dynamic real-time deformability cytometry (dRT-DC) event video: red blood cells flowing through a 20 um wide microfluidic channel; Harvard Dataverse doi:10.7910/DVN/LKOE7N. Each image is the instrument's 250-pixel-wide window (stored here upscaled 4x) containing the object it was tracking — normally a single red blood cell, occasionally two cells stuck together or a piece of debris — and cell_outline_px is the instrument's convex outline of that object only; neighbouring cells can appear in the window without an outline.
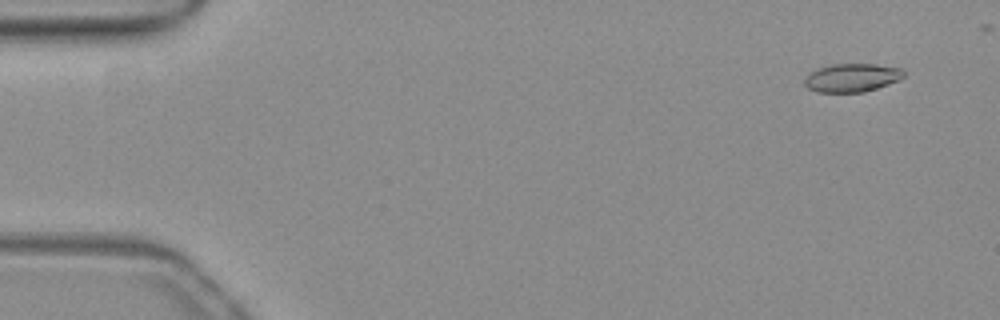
{"species": "common noctule bat (a hibernating species)", "species_latin": "Nyctalus noctula", "temperature_condition": "warm", "stored_images_in_passage": 53, "camera_frame_rate_fps": 3000, "um_per_image_px": 0.085, "animal": {"sex": "female", "body_mass_g": 19.3, "forearm_length_mm": 54.1}, "frame": {"image": 1, "passage_image": 4, "time_ms": 1.0, "image_size_px": [1000, 320], "cell_outline_px": [[904, 76], [888, 84], [864, 92], [816, 92], [808, 88], [804, 84], [804, 80], [812, 72], [820, 68], [832, 64], [876, 64], [904, 68]], "centroid_in_image_um": [72.43, 6.6], "position_along_channel_um": 12.6, "area_um2": 16.24}}
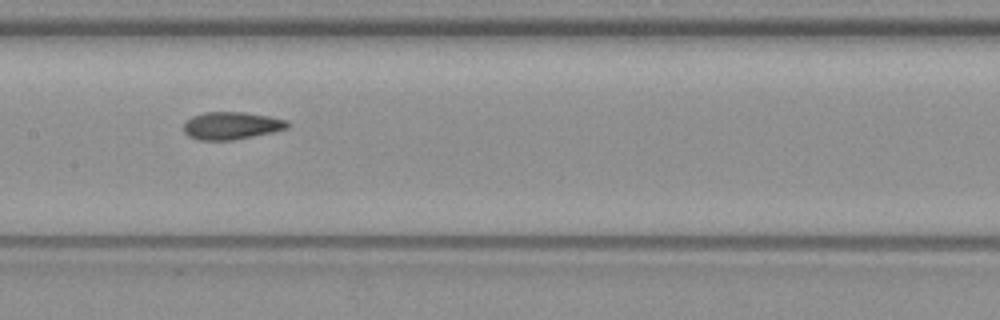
{"frame": {"image": 2, "passage_image": 27, "time_ms": 8.667, "image_size_px": [1000, 320], "cell_outline_px": [[288, 128], [272, 132], [232, 140], [196, 140], [188, 136], [184, 132], [184, 124], [192, 116], [204, 112], [244, 112], [268, 116], [288, 120]], "centroid_in_image_um": [19.65, 10.68], "position_along_channel_um": 187.7, "area_um2": 16.59}}
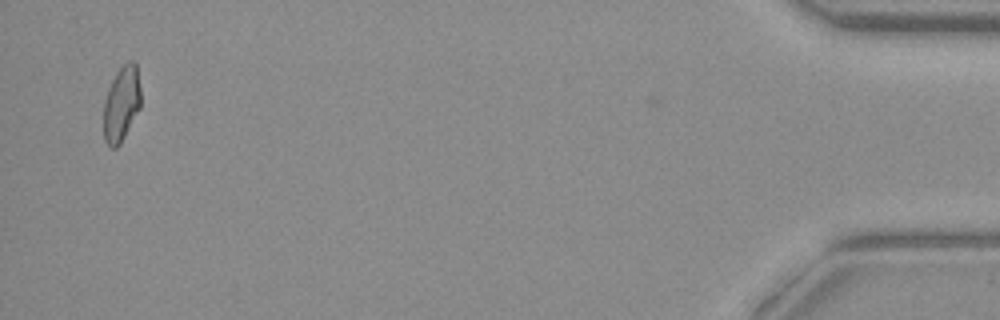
{"frame": {"image": 3, "passage_image": 52, "time_ms": 17.0, "image_size_px": [1000, 320], "cell_outline_px": [[140, 108], [120, 144], [116, 148], [108, 148], [104, 140], [104, 100], [108, 88], [116, 72], [128, 60], [132, 60], [136, 64], [140, 88]], "centroid_in_image_um": [10.31, 8.84], "position_along_channel_um": 424.9, "area_um2": 16.36}, "authors_computed_cell_mechanics": {"area_um2": 16.6464, "velocity_mm_per_s": 3.9348, "shape_relaxation_time_tau1_ms": null, "shape_relaxation_time_tau2_ms": 1.7306, "deformation_change_tau1": null, "deformation_change_tau2": 0.0763}}